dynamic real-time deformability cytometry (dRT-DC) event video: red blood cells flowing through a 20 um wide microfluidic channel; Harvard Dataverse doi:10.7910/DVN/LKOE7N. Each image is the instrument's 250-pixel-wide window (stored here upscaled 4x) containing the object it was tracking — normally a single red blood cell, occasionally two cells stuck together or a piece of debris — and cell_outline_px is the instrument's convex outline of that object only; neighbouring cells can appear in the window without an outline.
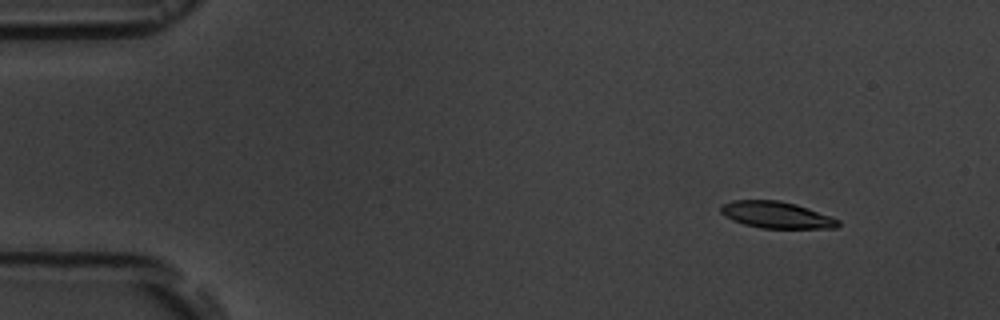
{"species": "common noctule bat (a hibernating species)", "species_latin": "Nyctalus noctula", "temperature_condition": "room temperature", "stored_images_in_passage": 6, "camera_frame_rate_fps": 3000, "um_per_image_px": 0.085, "animal": {"sex": "male", "body_mass_g": 19.5, "forearm_length_mm": 54.6}, "frame": {"image": 1, "passage_image": 2, "time_ms": 1.333, "image_size_px": [1000, 320], "cell_outline_px": [[840, 224], [836, 228], [760, 228], [744, 224], [732, 220], [724, 216], [720, 212], [720, 204], [732, 200], [780, 200], [796, 204], [832, 216], [840, 220]], "centroid_in_image_um": [65.98, 18.26], "position_along_channel_um": 19.0, "area_um2": 18.44}}
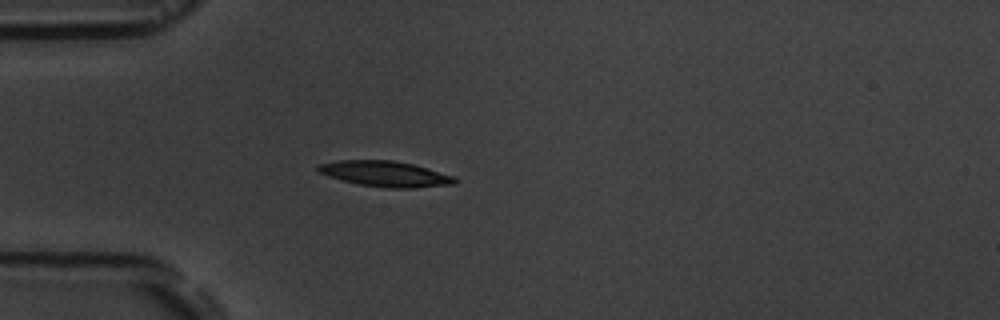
{"frame": {"image": 2, "passage_image": 5, "time_ms": 4.667, "image_size_px": [1000, 320], "cell_outline_px": [[456, 184], [412, 188], [384, 188], [360, 184], [328, 176], [316, 172], [316, 168], [320, 164], [340, 160], [392, 160], [412, 164], [456, 176]], "centroid_in_image_um": [32.76, 14.78], "position_along_channel_um": 52.2, "area_um2": 20.35}}